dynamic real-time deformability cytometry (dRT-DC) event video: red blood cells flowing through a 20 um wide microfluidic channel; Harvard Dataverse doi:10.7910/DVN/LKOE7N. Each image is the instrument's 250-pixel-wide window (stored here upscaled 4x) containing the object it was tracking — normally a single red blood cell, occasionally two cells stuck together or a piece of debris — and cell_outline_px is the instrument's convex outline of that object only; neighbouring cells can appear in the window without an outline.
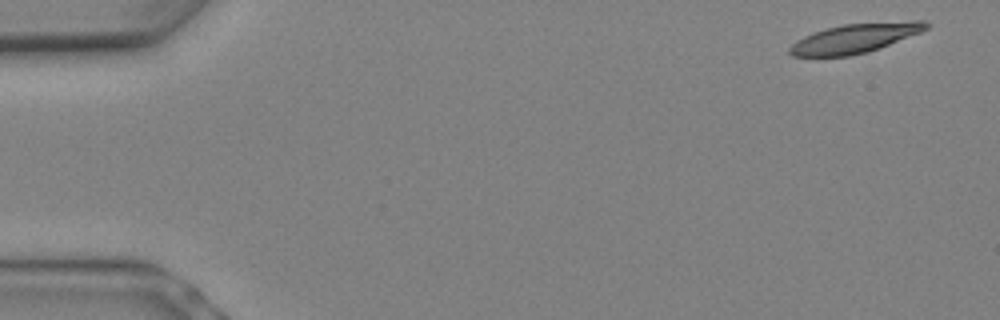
{"species": "Egyptian fruit bat (a non-hibernating species)", "species_latin": "Rousettus aegyptiacus", "temperature_condition": "warm", "stored_images_in_passage": 9, "camera_frame_rate_fps": 3000, "um_per_image_px": 0.085, "animal": {"sex": "female"}, "frame": {"image": 1, "passage_image": 1, "time_ms": 0.0, "image_size_px": [1000, 320], "cell_outline_px": [[928, 28], [920, 32], [880, 48], [868, 52], [848, 56], [792, 56], [788, 52], [788, 48], [796, 40], [812, 32], [844, 24], [912, 20], [924, 20], [928, 24]], "centroid_in_image_um": [72.66, 3.25], "position_along_channel_um": 12.3, "area_um2": 23.29}}
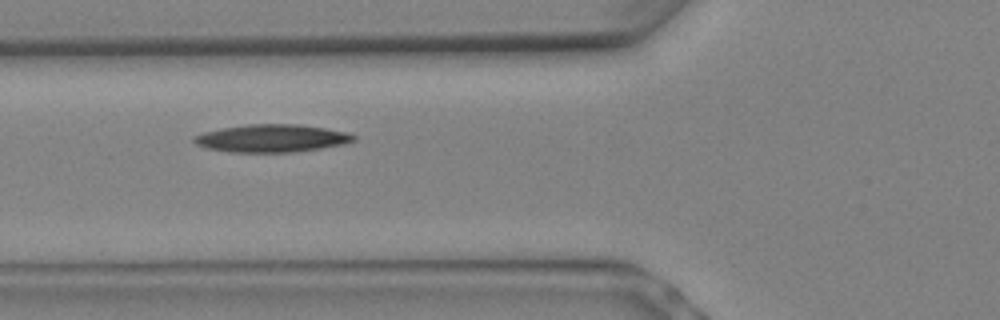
{"frame": {"image": 2, "passage_image": 8, "time_ms": 2.333, "image_size_px": [1000, 320], "cell_outline_px": [[356, 140], [344, 144], [320, 148], [292, 152], [232, 152], [208, 148], [196, 144], [192, 140], [196, 136], [204, 132], [224, 128], [248, 124], [296, 124], [324, 128], [348, 132], [356, 136]], "centroid_in_image_um": [23.14, 11.75], "position_along_channel_um": 102.7, "area_um2": 25.49}}